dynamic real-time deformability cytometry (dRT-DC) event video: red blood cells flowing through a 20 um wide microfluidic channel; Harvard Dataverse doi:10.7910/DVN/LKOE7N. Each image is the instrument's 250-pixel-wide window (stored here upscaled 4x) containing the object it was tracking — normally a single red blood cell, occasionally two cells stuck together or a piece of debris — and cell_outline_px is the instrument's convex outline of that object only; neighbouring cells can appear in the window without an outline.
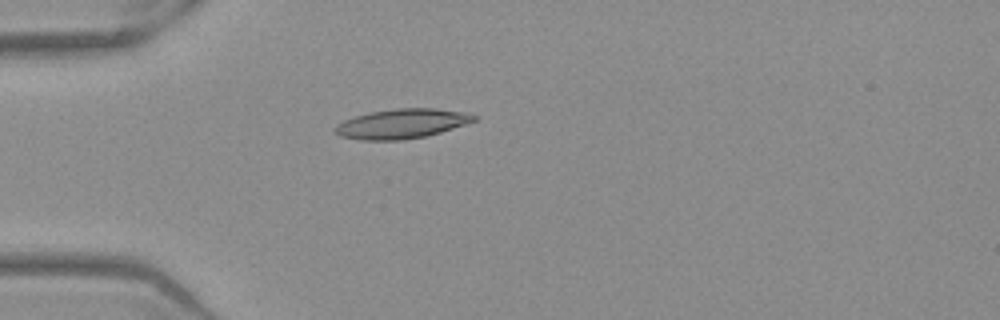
{"species": "Egyptian fruit bat (a non-hibernating species)", "species_latin": "Rousettus aegyptiacus", "temperature_condition": "warm", "stored_images_in_passage": 41, "camera_frame_rate_fps": 3000, "um_per_image_px": 0.085, "frame": {"image": 1, "passage_image": 4, "time_ms": 1.0, "image_size_px": [1000, 320], "cell_outline_px": [[476, 120], [440, 132], [424, 136], [404, 140], [360, 140], [340, 136], [332, 132], [332, 128], [336, 124], [344, 120], [368, 112], [396, 108], [436, 108], [464, 112], [476, 116]], "centroid_in_image_um": [34.07, 10.51], "position_along_channel_um": 50.9, "area_um2": 23.99}}
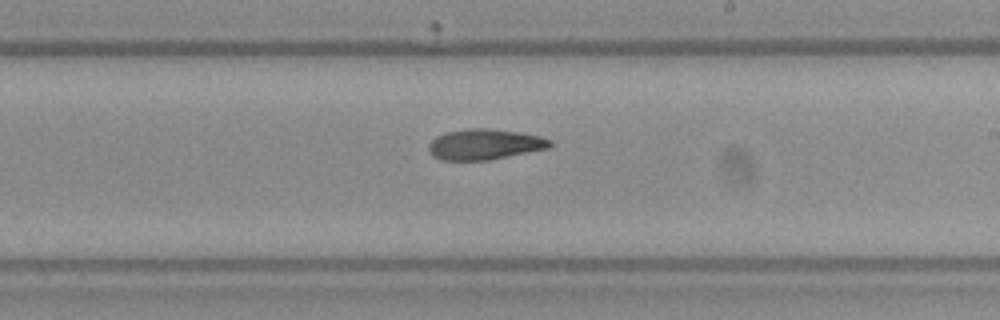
{"frame": {"image": 2, "passage_image": 20, "time_ms": 6.333, "image_size_px": [1000, 320], "cell_outline_px": [[552, 144], [548, 148], [488, 160], [440, 160], [432, 156], [428, 152], [428, 144], [436, 136], [444, 132], [468, 128], [488, 128], [516, 132], [540, 136], [552, 140]], "centroid_in_image_um": [41.13, 12.27], "position_along_channel_um": 247.9, "area_um2": 21.68}}
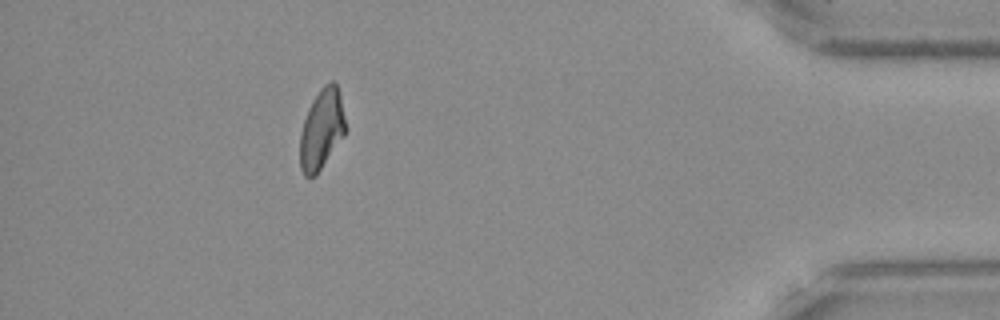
{"frame": {"image": 3, "passage_image": 36, "time_ms": 11.667, "image_size_px": [1000, 320], "cell_outline_px": [[348, 128], [344, 136], [316, 176], [304, 176], [300, 168], [300, 132], [308, 108], [312, 100], [320, 88], [324, 84], [332, 80], [336, 84], [340, 96]], "centroid_in_image_um": [27.35, 10.99], "position_along_channel_um": 407.8, "area_um2": 21.56}, "authors_computed_cell_mechanics": {"area_um2": 21.8484, "velocity_mm_per_s": 3.932, "shape_relaxation_time_tau1_ms": 8.2665, "shape_relaxation_time_tau2_ms": null, "deformation_change_tau1": 0.198, "deformation_change_tau2": null}}